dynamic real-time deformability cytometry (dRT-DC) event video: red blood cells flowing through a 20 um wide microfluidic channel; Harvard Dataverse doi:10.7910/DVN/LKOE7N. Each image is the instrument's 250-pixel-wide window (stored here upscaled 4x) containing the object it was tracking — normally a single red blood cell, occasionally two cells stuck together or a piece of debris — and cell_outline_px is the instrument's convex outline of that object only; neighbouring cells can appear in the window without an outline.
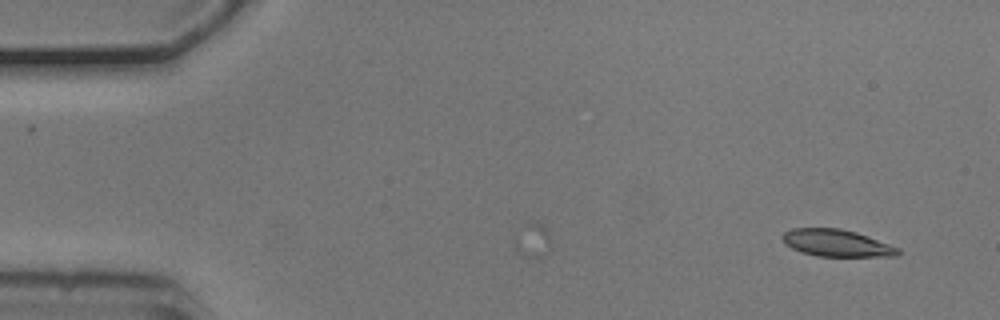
{"species": "common noctule bat (a hibernating species)", "species_latin": "Nyctalus noctula", "temperature_condition": "cold", "stored_images_in_passage": 12, "camera_frame_rate_fps": 3000, "um_per_image_px": 0.085, "animal": {"sex": "male", "body_mass_g": 20.5, "forearm_length_mm": 52.5}, "frame": {"image": 1, "passage_image": 1, "time_ms": 0.0, "image_size_px": [1000, 320], "cell_outline_px": [[900, 252], [896, 256], [816, 256], [800, 252], [784, 244], [780, 236], [784, 232], [792, 228], [840, 228], [856, 232], [868, 236], [900, 248]], "centroid_in_image_um": [71.07, 20.65], "position_along_channel_um": 13.9, "area_um2": 18.32}}
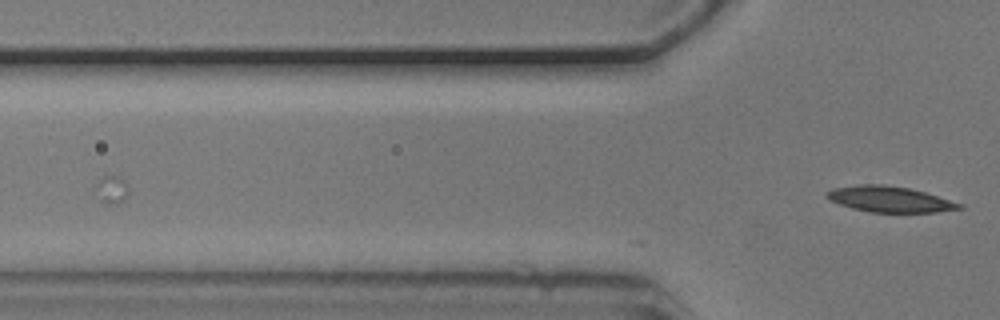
{"frame": {"image": 2, "passage_image": 12, "time_ms": 3.667, "image_size_px": [1000, 320], "cell_outline_px": [[964, 208], [936, 212], [868, 212], [852, 208], [828, 200], [824, 196], [824, 192], [832, 188], [856, 184], [884, 184], [908, 188], [924, 192], [964, 204]], "centroid_in_image_um": [75.56, 16.92], "position_along_channel_um": 50.2, "area_um2": 20.11}}